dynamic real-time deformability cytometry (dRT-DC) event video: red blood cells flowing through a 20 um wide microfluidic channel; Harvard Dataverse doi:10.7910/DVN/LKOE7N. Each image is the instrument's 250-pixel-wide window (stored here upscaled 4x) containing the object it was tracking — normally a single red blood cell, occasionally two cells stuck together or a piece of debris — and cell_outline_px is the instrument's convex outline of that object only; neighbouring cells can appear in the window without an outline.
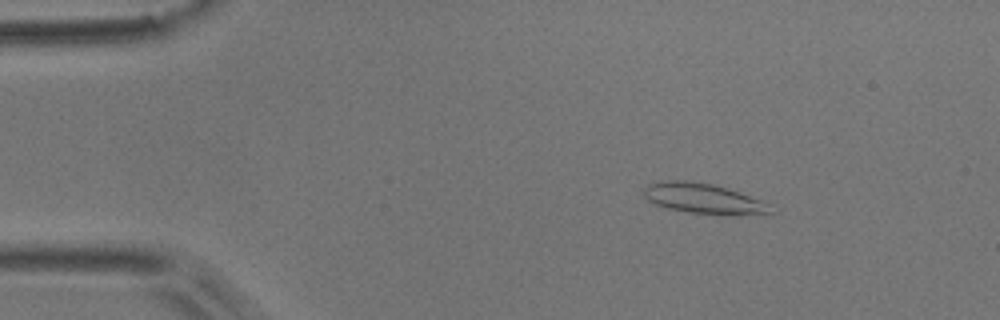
{"species": "common noctule bat (a hibernating species)", "species_latin": "Nyctalus noctula", "temperature_condition": "room temperature", "stored_images_in_passage": 6, "camera_frame_rate_fps": 3000, "um_per_image_px": 0.085, "animal": {"sex": "male", "body_mass_g": 17.9}, "frame": {"image": 1, "passage_image": 3, "time_ms": 0.667, "image_size_px": [1000, 320], "cell_outline_px": [[772, 212], [732, 216], [724, 216], [688, 212], [668, 208], [656, 204], [648, 200], [644, 196], [644, 188], [648, 184], [664, 180], [684, 180], [712, 184], [760, 200], [768, 204]], "centroid_in_image_um": [59.74, 16.89], "position_along_channel_um": 25.3, "area_um2": 22.08}}